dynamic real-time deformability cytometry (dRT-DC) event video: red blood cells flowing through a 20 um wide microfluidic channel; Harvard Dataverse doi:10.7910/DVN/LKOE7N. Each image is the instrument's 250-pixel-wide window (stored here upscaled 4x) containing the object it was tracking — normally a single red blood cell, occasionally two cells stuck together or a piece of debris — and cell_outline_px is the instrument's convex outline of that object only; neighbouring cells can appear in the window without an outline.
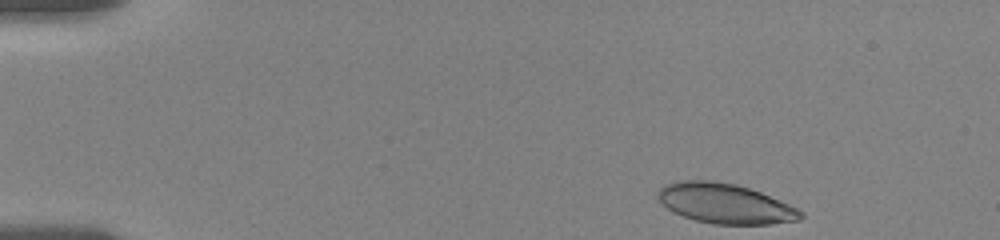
{"species": "human", "species_latin": "Homo sapiens", "temperature_condition": "room temperature", "stored_images_in_passage": 13, "camera_frame_rate_fps": 3000, "um_per_image_px": 0.085, "donor": {"sex": "female"}, "frame": {"image": 1, "passage_image": 1, "time_ms": 0.0, "image_size_px": [1000, 240], "cell_outline_px": [[804, 216], [800, 220], [768, 224], [712, 224], [696, 220], [684, 216], [668, 208], [656, 196], [656, 192], [664, 184], [680, 180], [708, 180], [736, 184], [760, 192], [788, 204], [804, 212]], "centroid_in_image_um": [61.62, 17.29], "position_along_channel_um": 23.4, "area_um2": 33.0}}
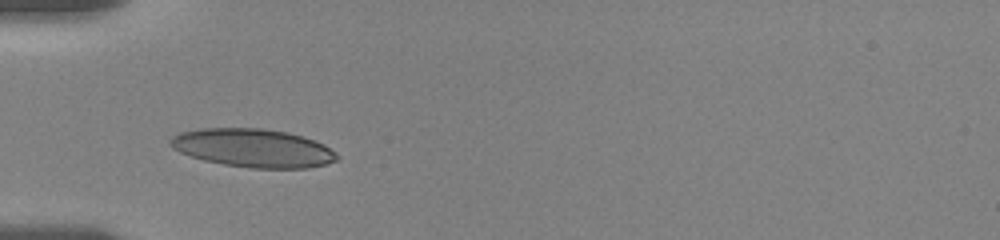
{"frame": {"image": 2, "passage_image": 10, "time_ms": 3.667, "image_size_px": [1000, 240], "cell_outline_px": [[340, 160], [308, 168], [252, 168], [224, 164], [204, 160], [180, 152], [172, 148], [168, 144], [168, 140], [172, 136], [180, 132], [204, 128], [260, 128], [288, 132], [316, 140], [324, 144], [336, 152], [340, 156]], "centroid_in_image_um": [21.53, 12.58], "position_along_channel_um": 63.5, "area_um2": 37.45}}
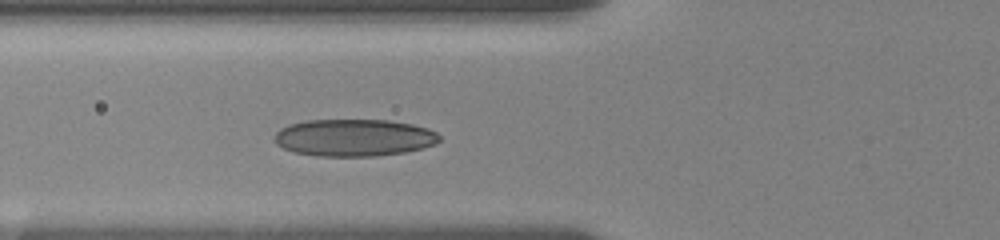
{"frame": {"image": 3, "passage_image": 13, "time_ms": 4.667, "image_size_px": [1000, 240], "cell_outline_px": [[440, 140], [436, 144], [424, 148], [404, 152], [372, 156], [316, 156], [292, 152], [276, 144], [272, 136], [280, 128], [288, 124], [308, 120], [388, 120], [412, 124], [428, 128], [436, 132], [440, 136]], "centroid_in_image_um": [30.07, 11.7], "position_along_channel_um": 95.7, "area_um2": 36.01}}